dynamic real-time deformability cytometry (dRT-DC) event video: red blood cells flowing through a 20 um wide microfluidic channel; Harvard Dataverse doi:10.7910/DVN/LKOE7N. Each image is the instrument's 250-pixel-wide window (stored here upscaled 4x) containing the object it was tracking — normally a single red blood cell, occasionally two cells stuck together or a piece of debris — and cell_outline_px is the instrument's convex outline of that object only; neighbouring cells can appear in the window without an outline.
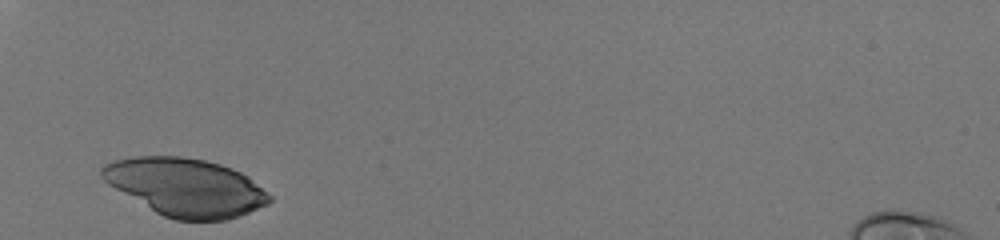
{"species": "human", "species_latin": "Homo sapiens", "temperature_condition": "room temperature", "stored_images_in_passage": 27, "camera_frame_rate_fps": 3000, "um_per_image_px": 0.085, "donor": {"sex": "male"}, "frame": {"image": 1, "passage_image": 1, "time_ms": 0.0, "image_size_px": [1000, 240], "cell_outline_px": [[272, 200], [268, 204], [248, 212], [224, 220], [176, 220], [164, 216], [156, 212], [108, 184], [104, 180], [100, 172], [100, 168], [104, 164], [116, 160], [136, 156], [180, 156], [204, 160], [220, 164], [232, 168], [248, 176], [268, 192], [272, 196]], "centroid_in_image_um": [15.79, 15.9], "position_along_channel_um": 69.2, "area_um2": 56.07}}
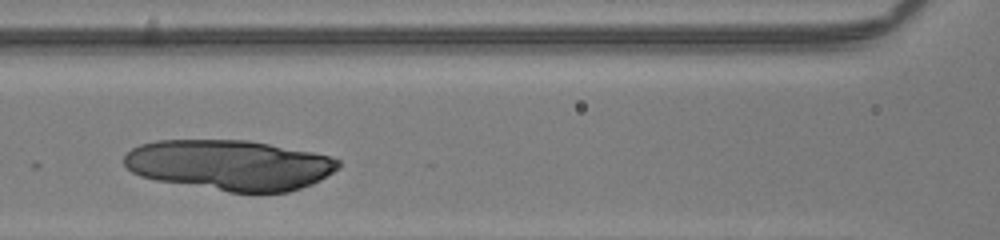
{"frame": {"image": 2, "passage_image": 8, "time_ms": 2.333, "image_size_px": [1000, 240], "cell_outline_px": [[340, 164], [332, 172], [320, 180], [312, 184], [288, 192], [228, 192], [156, 180], [140, 176], [132, 172], [124, 164], [124, 156], [132, 148], [140, 144], [156, 140], [248, 140], [312, 152], [328, 156], [340, 160]], "centroid_in_image_um": [19.49, 14.02], "position_along_channel_um": 147.1, "area_um2": 62.71}}